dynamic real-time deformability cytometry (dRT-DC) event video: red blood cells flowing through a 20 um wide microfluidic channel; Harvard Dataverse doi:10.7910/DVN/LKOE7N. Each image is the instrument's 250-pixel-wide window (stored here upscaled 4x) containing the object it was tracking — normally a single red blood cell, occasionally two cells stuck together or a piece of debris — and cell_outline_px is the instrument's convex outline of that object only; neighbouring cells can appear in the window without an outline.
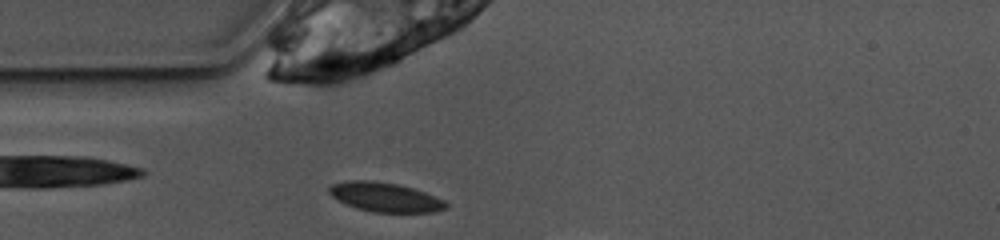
{"species": "common noctule bat (a hibernating species)", "species_latin": "Nyctalus noctula", "temperature_condition": "warm", "stored_images_in_passage": 5, "camera_frame_rate_fps": 3000, "um_per_image_px": 0.085, "animal": {"sex": "female", "body_mass_g": 10.0, "forearm_length_mm": 53.1}, "frame": {"image": 1, "passage_image": 1, "time_ms": 0.0, "image_size_px": [1000, 240], "cell_outline_px": [[448, 208], [432, 212], [372, 212], [356, 208], [332, 196], [328, 192], [328, 188], [332, 184], [344, 180], [376, 180], [400, 184], [424, 192], [444, 200], [448, 204]], "centroid_in_image_um": [32.73, 16.74], "position_along_channel_um": 52.3, "area_um2": 20.0}}
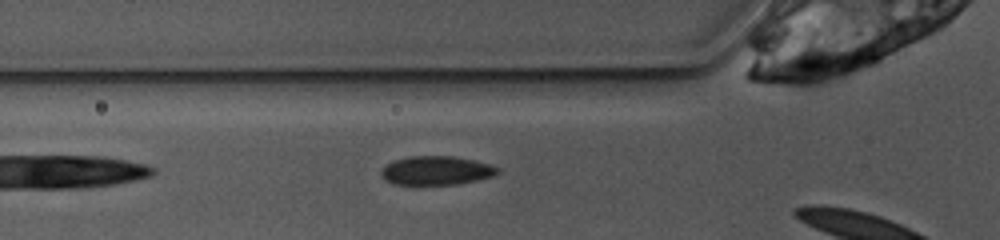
{"frame": {"image": 2, "passage_image": 4, "time_ms": 1.0, "image_size_px": [1000, 240], "cell_outline_px": [[500, 172], [496, 176], [456, 184], [392, 184], [384, 180], [380, 176], [380, 168], [384, 164], [392, 160], [412, 156], [452, 156], [492, 164], [500, 168]], "centroid_in_image_um": [37.06, 14.49], "position_along_channel_um": 88.7, "area_um2": 19.88}}